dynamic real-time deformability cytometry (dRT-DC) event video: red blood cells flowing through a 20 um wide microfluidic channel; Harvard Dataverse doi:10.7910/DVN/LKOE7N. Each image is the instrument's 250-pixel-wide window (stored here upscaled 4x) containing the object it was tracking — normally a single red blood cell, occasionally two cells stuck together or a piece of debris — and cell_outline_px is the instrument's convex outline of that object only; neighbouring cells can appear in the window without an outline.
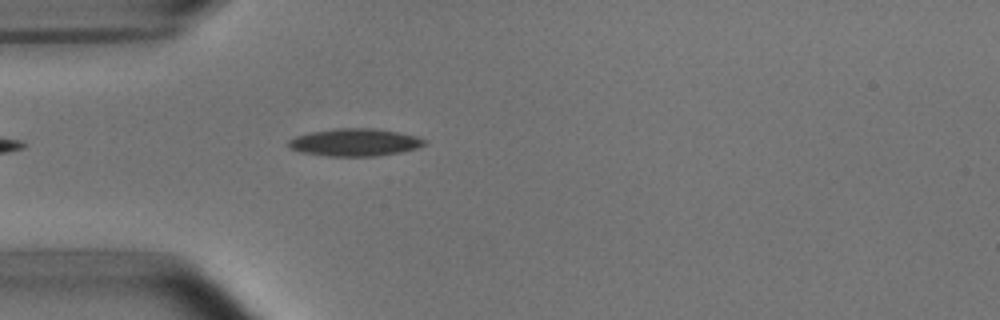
{"species": "common noctule bat (a hibernating species)", "species_latin": "Nyctalus noctula", "temperature_condition": "room temperature", "stored_images_in_passage": 3, "camera_frame_rate_fps": 3000, "um_per_image_px": 0.085, "animal": {"sex": "male", "body_mass_g": 15.6}, "frame": {"image": 1, "passage_image": 3, "time_ms": 3.333, "image_size_px": [1000, 320], "cell_outline_px": [[428, 144], [416, 148], [400, 152], [376, 156], [328, 156], [300, 152], [292, 148], [288, 144], [288, 140], [296, 136], [312, 132], [340, 128], [372, 128], [396, 132], [416, 136], [428, 140]], "centroid_in_image_um": [30.2, 12.1], "position_along_channel_um": 54.8, "area_um2": 21.62}}